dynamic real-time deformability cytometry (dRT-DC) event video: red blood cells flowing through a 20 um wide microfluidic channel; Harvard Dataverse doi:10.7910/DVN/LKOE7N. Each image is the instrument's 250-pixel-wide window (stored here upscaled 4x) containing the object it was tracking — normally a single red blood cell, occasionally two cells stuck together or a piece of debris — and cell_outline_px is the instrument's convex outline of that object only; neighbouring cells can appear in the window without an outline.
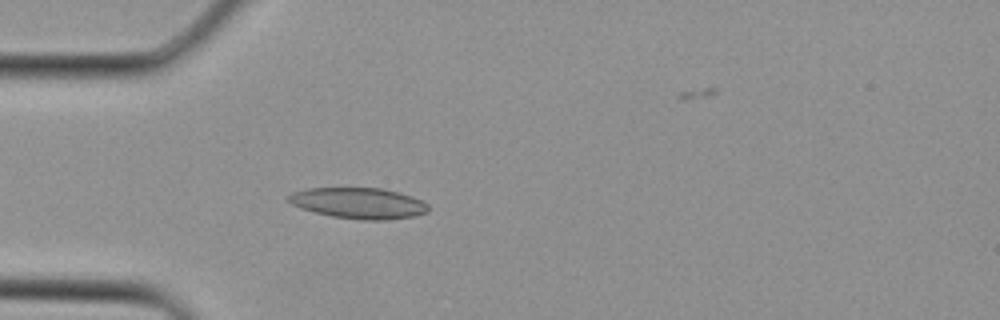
{"species": "Egyptian fruit bat (a non-hibernating species)", "species_latin": "Rousettus aegyptiacus", "temperature_condition": "cold", "stored_images_in_passage": 3, "camera_frame_rate_fps": 3000, "um_per_image_px": 0.085, "animal": {"sex": "female"}, "frame": {"image": 1, "passage_image": 3, "time_ms": 0.667, "image_size_px": [1000, 320], "cell_outline_px": [[428, 212], [416, 216], [384, 220], [364, 220], [332, 216], [300, 208], [284, 200], [284, 196], [292, 192], [304, 188], [380, 188], [412, 196], [428, 204]], "centroid_in_image_um": [30.43, 17.26], "position_along_channel_um": 54.6, "area_um2": 25.32}}